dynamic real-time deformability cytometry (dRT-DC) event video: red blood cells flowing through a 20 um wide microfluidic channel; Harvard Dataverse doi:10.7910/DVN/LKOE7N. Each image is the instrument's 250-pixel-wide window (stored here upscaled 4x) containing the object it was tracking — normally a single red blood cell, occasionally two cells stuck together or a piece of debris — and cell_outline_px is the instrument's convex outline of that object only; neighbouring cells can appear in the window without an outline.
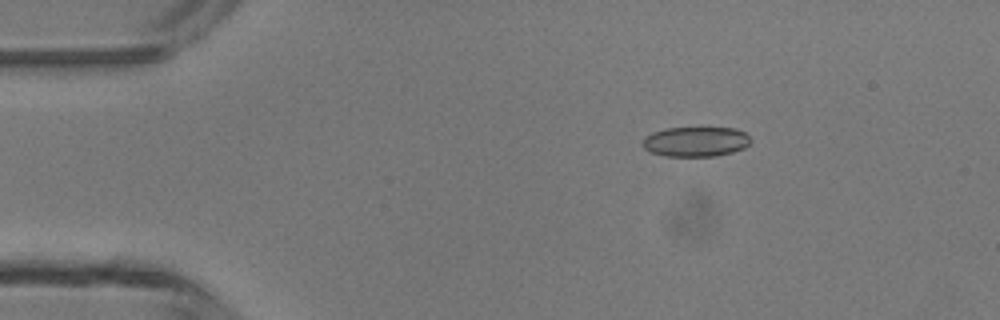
{"species": "common noctule bat (a hibernating species)", "species_latin": "Nyctalus noctula", "temperature_condition": "room temperature", "stored_images_in_passage": 6, "camera_frame_rate_fps": 3000, "um_per_image_px": 0.085, "animal": {"sex": "male", "body_mass_g": 13.3}, "frame": {"image": 1, "passage_image": 3, "time_ms": 2.333, "image_size_px": [1000, 320], "cell_outline_px": [[752, 140], [744, 148], [732, 152], [716, 156], [664, 156], [648, 152], [640, 144], [644, 136], [652, 132], [668, 128], [736, 128], [744, 132]], "centroid_in_image_um": [59.09, 12.04], "position_along_channel_um": 25.9, "area_um2": 19.02}}
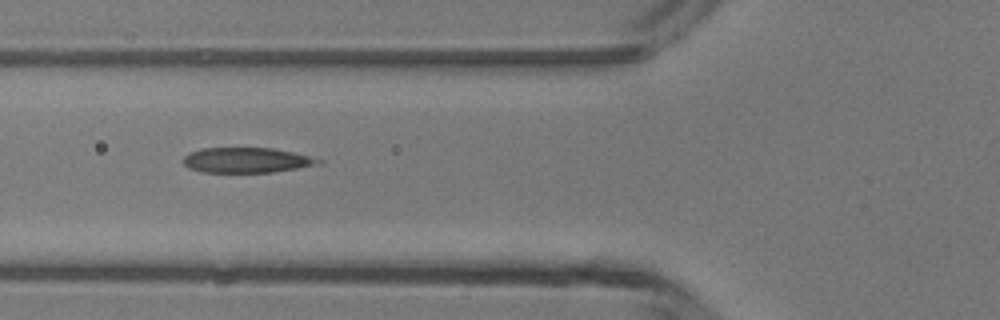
{"frame": {"image": 2, "passage_image": 5, "time_ms": 5.667, "image_size_px": [1000, 320], "cell_outline_px": [[324, 164], [272, 172], [200, 172], [188, 168], [184, 164], [184, 156], [188, 152], [204, 148], [272, 148], [292, 152], [324, 160]], "centroid_in_image_um": [20.97, 13.62], "position_along_channel_um": 104.8, "area_um2": 19.88}}
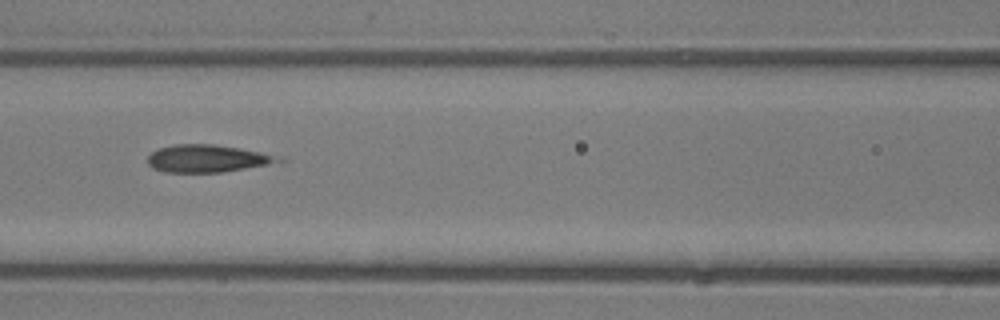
{"frame": {"image": 3, "passage_image": 6, "time_ms": 6.667, "image_size_px": [1000, 320], "cell_outline_px": [[284, 160], [268, 164], [220, 172], [164, 172], [152, 168], [148, 164], [148, 156], [152, 152], [160, 148], [176, 144], [212, 144], [284, 156]], "centroid_in_image_um": [17.6, 13.47], "position_along_channel_um": 149.0, "area_um2": 20.63}}